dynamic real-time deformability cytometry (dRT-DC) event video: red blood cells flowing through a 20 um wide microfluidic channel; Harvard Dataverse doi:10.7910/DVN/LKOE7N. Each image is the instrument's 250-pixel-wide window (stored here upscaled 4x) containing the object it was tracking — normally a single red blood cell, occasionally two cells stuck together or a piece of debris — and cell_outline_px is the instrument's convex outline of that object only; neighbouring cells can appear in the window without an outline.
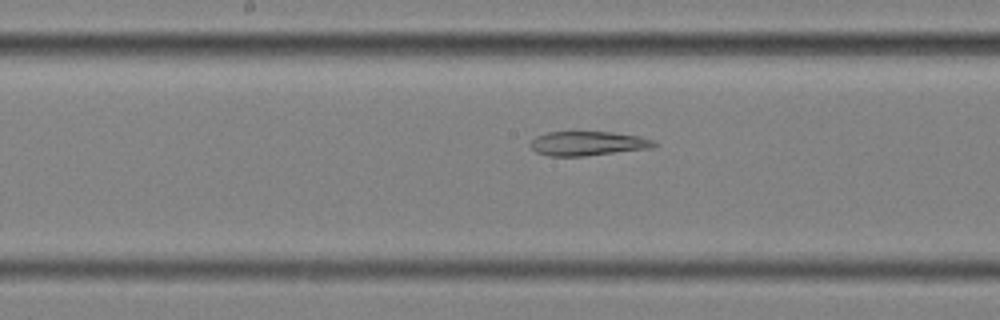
{"species": "common noctule bat (a hibernating species)", "species_latin": "Nyctalus noctula", "temperature_condition": "cold", "stored_images_in_passage": 55, "segment_of_instrument_passage": [2, 2], "camera_frame_rate_fps": 3000, "um_per_image_px": 0.085, "animal": {"sex": "female", "body_mass_g": 25.1}, "frame": {"image": 1, "passage_image": 28, "time_ms": 9.0, "image_size_px": [1000, 320], "cell_outline_px": [[660, 144], [652, 148], [584, 156], [548, 156], [536, 152], [528, 144], [536, 136], [548, 132], [612, 132], [640, 136], [652, 140]], "centroid_in_image_um": [49.97, 12.19], "position_along_channel_um": 198.2, "area_um2": 17.57}}
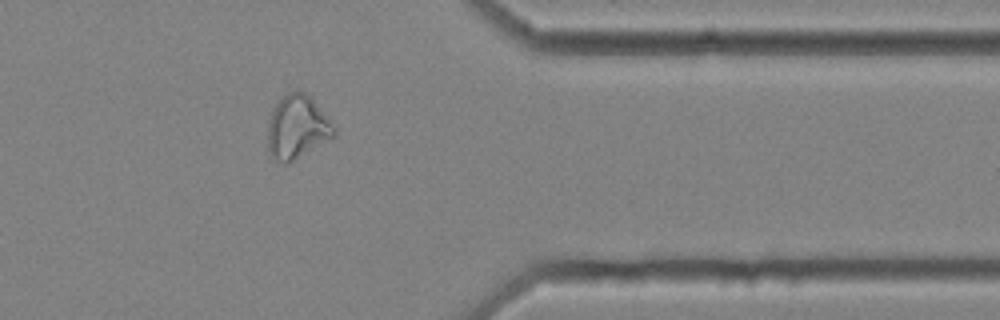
{"frame": {"image": 2, "passage_image": 45, "time_ms": 14.667, "image_size_px": [1000, 320], "cell_outline_px": [[336, 136], [288, 164], [284, 164], [276, 160], [268, 148], [268, 120], [276, 104], [288, 92], [296, 88], [304, 92], [312, 100], [336, 128]], "centroid_in_image_um": [25.26, 10.82], "position_along_channel_um": 386.1, "area_um2": 24.33}}
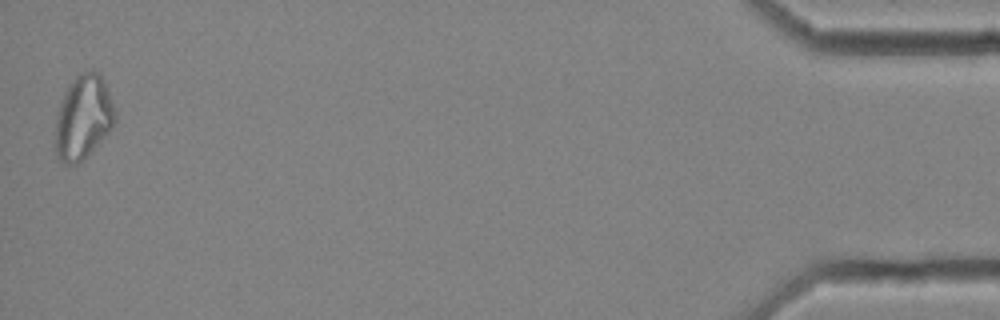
{"frame": {"image": 3, "passage_image": 55, "time_ms": 18.0, "image_size_px": [1000, 320], "cell_outline_px": [[116, 120], [112, 128], [76, 164], [64, 164], [60, 160], [56, 152], [56, 116], [64, 92], [68, 84], [76, 76], [92, 68], [104, 80], [116, 108]], "centroid_in_image_um": [7.09, 9.91], "position_along_channel_um": 428.1, "area_um2": 28.9}}